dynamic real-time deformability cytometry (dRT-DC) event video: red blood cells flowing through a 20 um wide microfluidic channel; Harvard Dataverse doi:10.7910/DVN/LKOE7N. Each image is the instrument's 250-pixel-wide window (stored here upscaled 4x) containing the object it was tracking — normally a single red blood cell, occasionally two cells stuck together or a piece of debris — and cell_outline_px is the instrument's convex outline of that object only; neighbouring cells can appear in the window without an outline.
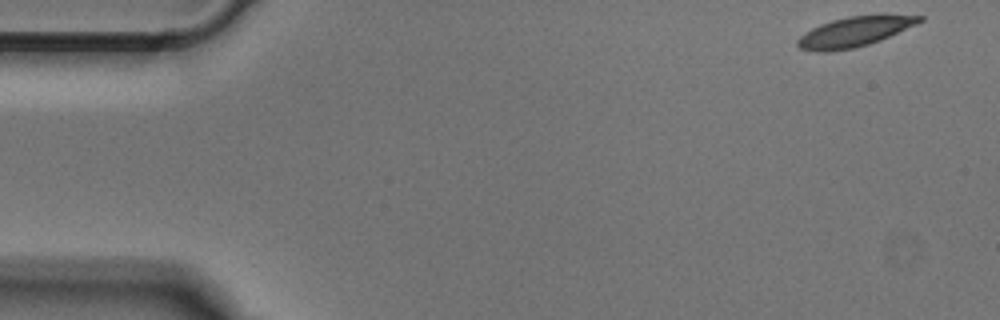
{"species": "Egyptian fruit bat (a non-hibernating species)", "species_latin": "Rousettus aegyptiacus", "temperature_condition": "cold", "stored_images_in_passage": 49, "camera_frame_rate_fps": 3000, "um_per_image_px": 0.085, "animal": {"sex": "male"}, "frame": {"image": 1, "passage_image": 1, "time_ms": 0.0, "image_size_px": [1000, 320], "cell_outline_px": [[924, 20], [916, 24], [880, 40], [868, 44], [852, 48], [828, 52], [816, 52], [800, 48], [796, 44], [796, 40], [804, 32], [820, 24], [832, 20], [848, 16], [880, 12], [924, 16]], "centroid_in_image_um": [72.67, 2.65], "position_along_channel_um": 12.3, "area_um2": 21.85}}
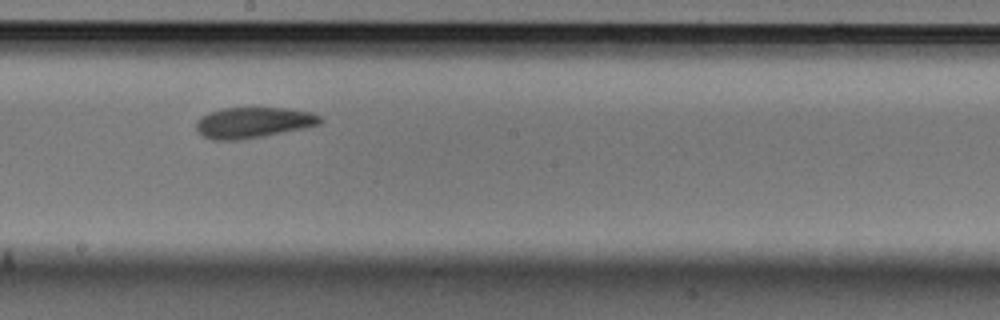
{"frame": {"image": 2, "passage_image": 26, "time_ms": 8.333, "image_size_px": [1000, 320], "cell_outline_px": [[324, 120], [320, 124], [264, 136], [240, 140], [212, 140], [196, 132], [196, 120], [200, 116], [208, 112], [224, 108], [288, 108], [312, 112], [320, 116]], "centroid_in_image_um": [21.49, 10.41], "position_along_channel_um": 226.7, "area_um2": 22.37}}
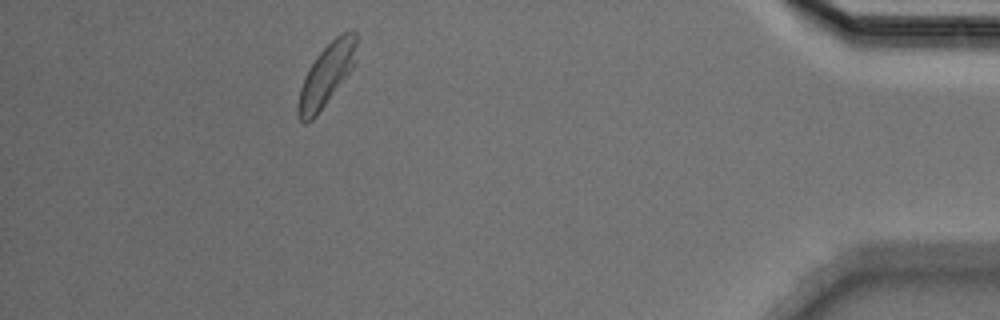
{"frame": {"image": 3, "passage_image": 44, "time_ms": 14.333, "image_size_px": [1000, 320], "cell_outline_px": [[356, 44], [352, 68], [316, 116], [308, 124], [304, 124], [300, 120], [296, 112], [300, 88], [304, 76], [308, 68], [316, 56], [336, 36], [344, 32], [356, 32]], "centroid_in_image_um": [27.68, 6.42], "position_along_channel_um": 407.5, "area_um2": 20.63}}